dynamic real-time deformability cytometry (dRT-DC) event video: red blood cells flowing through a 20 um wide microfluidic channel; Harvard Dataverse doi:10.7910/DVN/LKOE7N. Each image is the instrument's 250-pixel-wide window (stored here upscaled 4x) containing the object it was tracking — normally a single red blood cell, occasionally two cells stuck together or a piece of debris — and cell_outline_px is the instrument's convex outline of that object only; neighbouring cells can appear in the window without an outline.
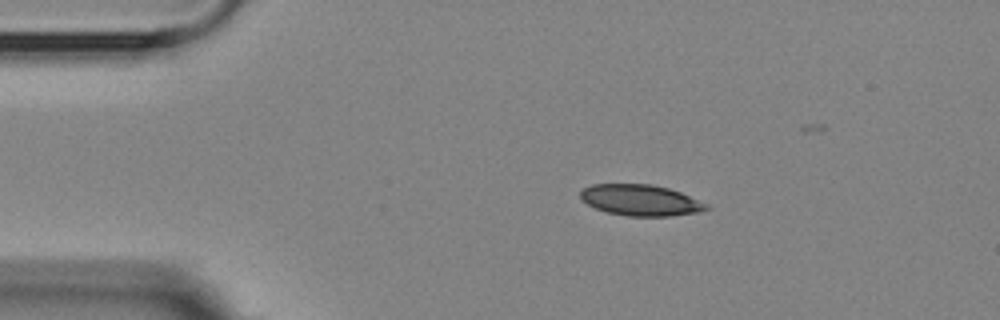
{"species": "Egyptian fruit bat (a non-hibernating species)", "species_latin": "Rousettus aegyptiacus", "temperature_condition": "room temperature", "stored_images_in_passage": 5, "camera_frame_rate_fps": 3000, "um_per_image_px": 0.085, "animal": {"sex": "female"}, "frame": {"image": 1, "passage_image": 1, "time_ms": 0.0, "image_size_px": [1000, 320], "cell_outline_px": [[712, 208], [700, 212], [668, 216], [628, 216], [608, 212], [596, 208], [588, 204], [580, 196], [580, 192], [584, 188], [592, 184], [652, 184], [668, 188], [680, 192], [708, 204]], "centroid_in_image_um": [54.49, 17.01], "position_along_channel_um": 30.5, "area_um2": 22.72}}
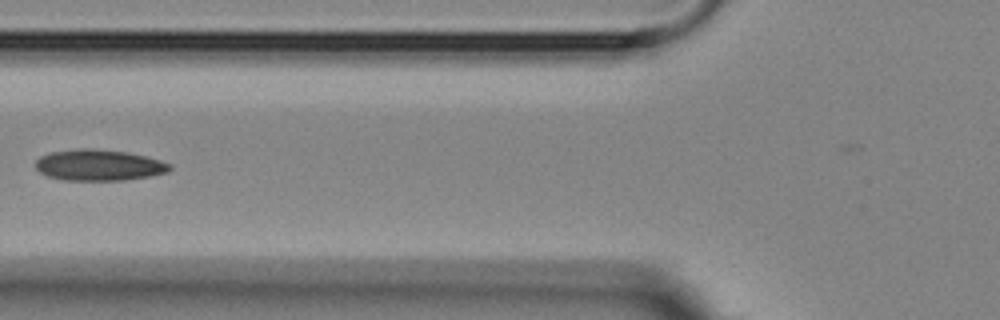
{"frame": {"image": 2, "passage_image": 4, "time_ms": 3.667, "image_size_px": [1000, 320], "cell_outline_px": [[172, 168], [168, 172], [148, 176], [124, 180], [64, 180], [48, 176], [40, 172], [36, 168], [36, 160], [40, 156], [52, 152], [80, 148], [92, 148], [128, 152], [160, 160], [172, 164]], "centroid_in_image_um": [8.41, 14.03], "position_along_channel_um": 117.4, "area_um2": 24.28}}
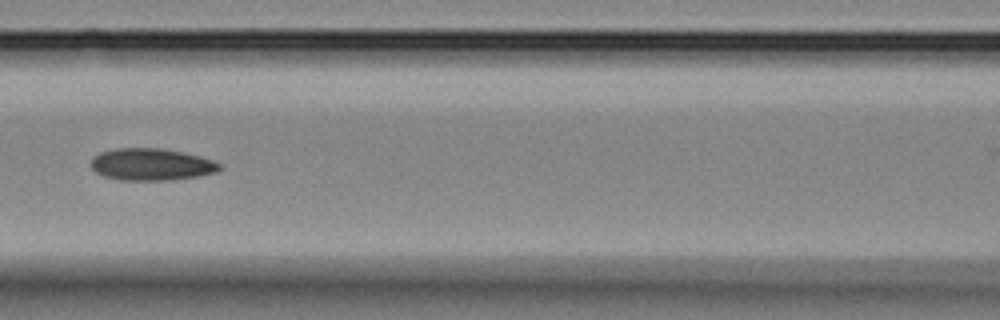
{"frame": {"image": 3, "passage_image": 5, "time_ms": 4.667, "image_size_px": [1000, 320], "cell_outline_px": [[224, 168], [216, 172], [196, 176], [168, 180], [120, 180], [104, 176], [96, 172], [88, 164], [92, 156], [100, 152], [116, 148], [160, 148], [184, 152], [216, 160], [224, 164]], "centroid_in_image_um": [12.88, 13.96], "position_along_channel_um": 153.7, "area_um2": 24.39}}